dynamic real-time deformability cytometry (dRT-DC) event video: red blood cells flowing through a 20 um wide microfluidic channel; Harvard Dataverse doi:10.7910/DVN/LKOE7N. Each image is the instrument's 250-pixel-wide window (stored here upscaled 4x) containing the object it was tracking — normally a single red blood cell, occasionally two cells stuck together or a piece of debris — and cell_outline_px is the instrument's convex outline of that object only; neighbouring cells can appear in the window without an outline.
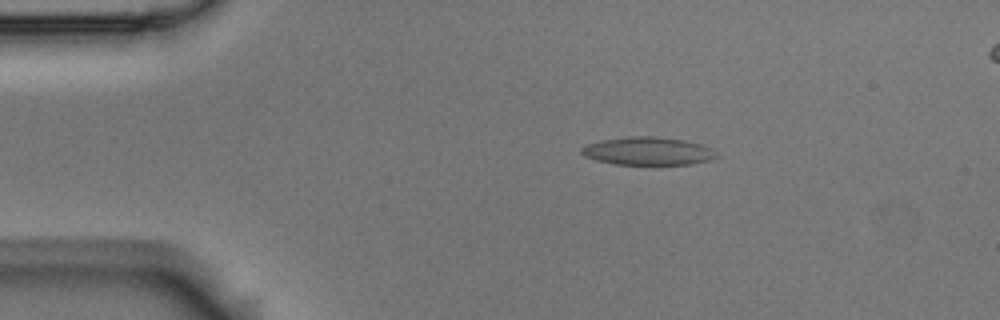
{"species": "Egyptian fruit bat (a non-hibernating species)", "species_latin": "Rousettus aegyptiacus", "temperature_condition": "room temperature", "stored_images_in_passage": 9, "camera_frame_rate_fps": 3000, "um_per_image_px": 0.085, "animal": {"sex": "male"}, "frame": {"image": 1, "passage_image": 2, "time_ms": 0.333, "image_size_px": [1000, 320], "cell_outline_px": [[720, 156], [712, 160], [692, 164], [660, 168], [616, 164], [596, 160], [584, 156], [580, 152], [580, 148], [588, 144], [600, 140], [628, 136], [656, 136], [684, 140], [700, 144], [712, 148]], "centroid_in_image_um": [55.13, 12.89], "position_along_channel_um": 29.9, "area_um2": 23.29}}
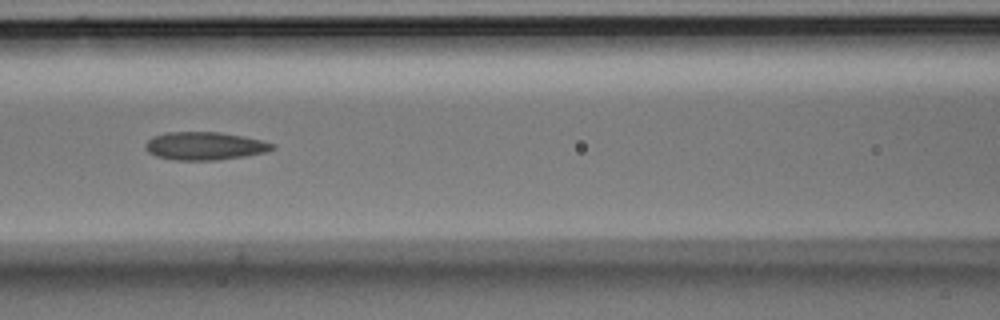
{"frame": {"image": 2, "passage_image": 6, "time_ms": 1.667, "image_size_px": [1000, 320], "cell_outline_px": [[276, 148], [264, 152], [244, 156], [216, 160], [176, 160], [156, 156], [148, 152], [144, 148], [144, 144], [152, 136], [168, 132], [220, 132], [244, 136], [276, 144]], "centroid_in_image_um": [17.38, 12.4], "position_along_channel_um": 149.2, "area_um2": 20.75}}
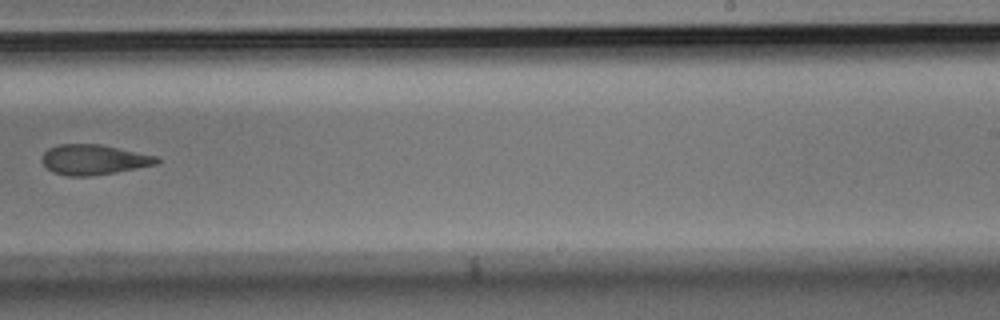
{"frame": {"image": 3, "passage_image": 9, "time_ms": 2.667, "image_size_px": [1000, 320], "cell_outline_px": [[160, 160], [156, 164], [116, 172], [92, 176], [68, 176], [52, 172], [40, 160], [44, 152], [48, 148], [60, 144], [100, 144], [160, 156]], "centroid_in_image_um": [7.97, 13.56], "position_along_channel_um": 281.0, "area_um2": 20.29}}